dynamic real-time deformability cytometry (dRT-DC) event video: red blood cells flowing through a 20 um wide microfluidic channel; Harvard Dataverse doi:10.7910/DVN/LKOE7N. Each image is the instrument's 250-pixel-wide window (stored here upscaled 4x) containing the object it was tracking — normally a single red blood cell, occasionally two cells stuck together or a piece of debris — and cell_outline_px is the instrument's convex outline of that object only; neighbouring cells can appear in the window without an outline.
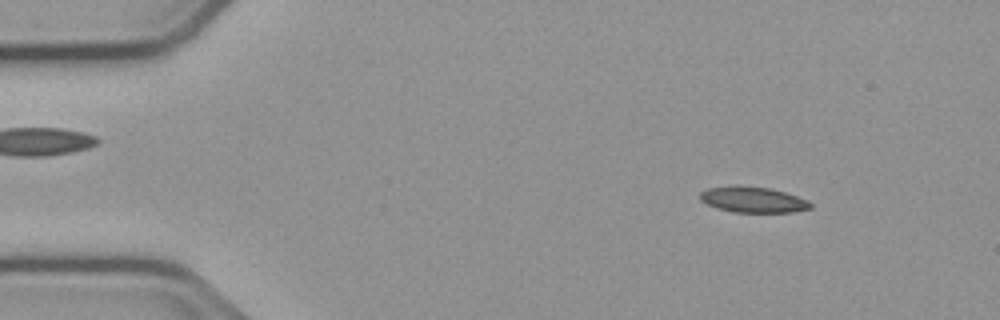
{"species": "common noctule bat (a hibernating species)", "species_latin": "Nyctalus noctula", "temperature_condition": "cold", "stored_images_in_passage": 54, "camera_frame_rate_fps": 3000, "um_per_image_px": 0.085, "animal": {"sex": "male", "body_mass_g": 23.1, "forearm_length_mm": 52.7}, "frame": {"image": 1, "passage_image": 6, "time_ms": 1.667, "image_size_px": [1000, 320], "cell_outline_px": [[812, 208], [792, 212], [732, 212], [716, 208], [700, 200], [700, 192], [708, 188], [768, 188], [784, 192], [808, 200], [812, 204]], "centroid_in_image_um": [64.05, 17.02], "position_along_channel_um": 21.0, "area_um2": 15.84}}
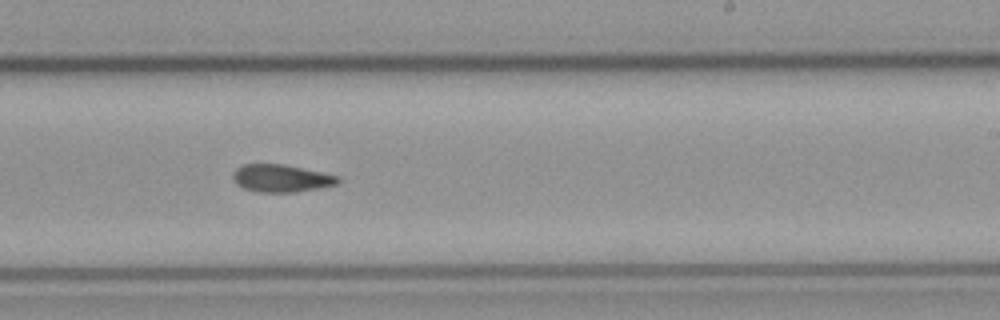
{"frame": {"image": 2, "passage_image": 32, "time_ms": 10.333, "image_size_px": [1000, 320], "cell_outline_px": [[340, 180], [336, 184], [320, 188], [296, 192], [260, 192], [244, 188], [236, 184], [232, 176], [232, 172], [236, 168], [244, 164], [284, 164], [340, 176]], "centroid_in_image_um": [23.9, 15.15], "position_along_channel_um": 265.1, "area_um2": 16.88}}
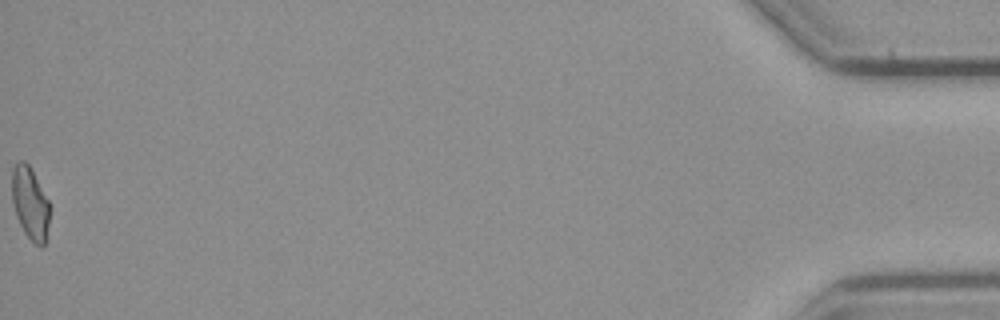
{"frame": {"image": 3, "passage_image": 54, "time_ms": 17.667, "image_size_px": [1000, 320], "cell_outline_px": [[48, 224], [44, 244], [40, 248], [24, 232], [16, 216], [12, 204], [12, 168], [16, 160], [24, 160], [28, 164], [48, 200]], "centroid_in_image_um": [2.51, 17.23], "position_along_channel_um": 432.7, "area_um2": 15.66}, "authors_computed_cell_mechanics": {"area_um2": 16.8198, "velocity_mm_per_s": 3.7662, "shape_relaxation_time_tau1_ms": null, "shape_relaxation_time_tau2_ms": 10.9025, "deformation_change_tau1": null, "deformation_change_tau2": 0.1774}}